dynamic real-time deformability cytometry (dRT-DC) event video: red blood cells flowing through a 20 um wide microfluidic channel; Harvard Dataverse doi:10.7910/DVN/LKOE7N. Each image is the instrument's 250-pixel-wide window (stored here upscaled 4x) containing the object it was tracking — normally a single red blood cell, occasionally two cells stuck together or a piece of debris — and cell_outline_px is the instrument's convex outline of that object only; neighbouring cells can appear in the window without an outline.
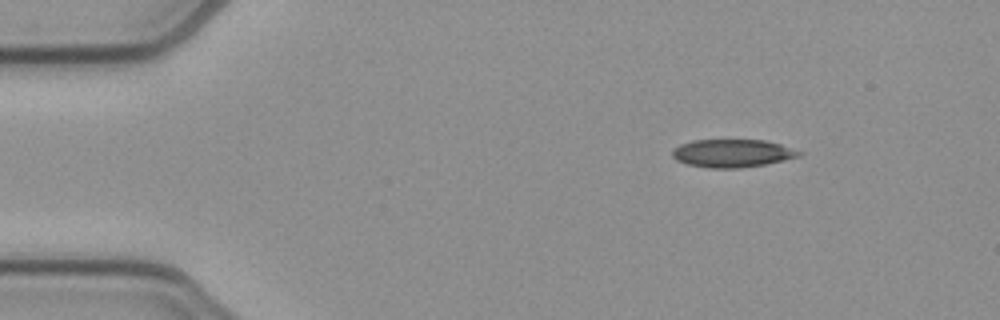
{"species": "common noctule bat (a hibernating species)", "species_latin": "Nyctalus noctula", "temperature_condition": "cold", "stored_images_in_passage": 46, "camera_frame_rate_fps": 3000, "um_per_image_px": 0.085, "animal": {"sex": "female", "body_mass_g": 21.9}, "frame": {"image": 1, "passage_image": 1, "time_ms": 0.0, "image_size_px": [1000, 320], "cell_outline_px": [[804, 152], [800, 156], [784, 160], [764, 164], [740, 168], [708, 168], [688, 164], [676, 160], [672, 156], [672, 152], [680, 144], [692, 140], [764, 140], [780, 144]], "centroid_in_image_um": [62.26, 13.02], "position_along_channel_um": 22.7, "area_um2": 20.58}}
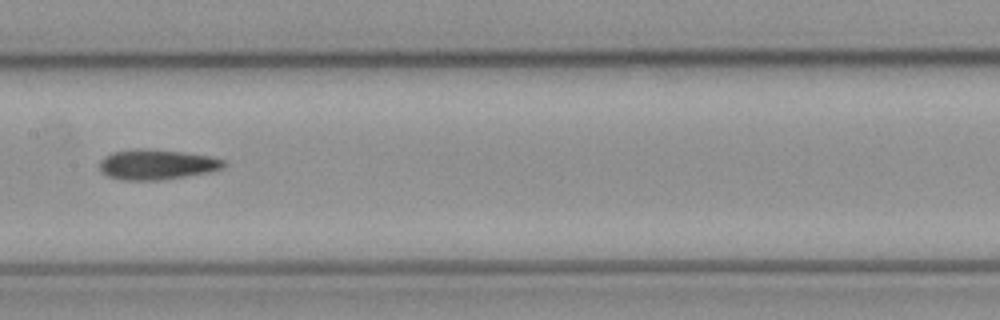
{"frame": {"image": 2, "passage_image": 20, "time_ms": 6.333, "image_size_px": [1000, 320], "cell_outline_px": [[228, 164], [224, 168], [212, 172], [160, 180], [120, 180], [108, 176], [100, 172], [100, 160], [104, 156], [112, 152], [136, 148], [140, 148], [184, 152], [212, 156], [228, 160]], "centroid_in_image_um": [13.38, 13.98], "position_along_channel_um": 194.0, "area_um2": 22.31}}
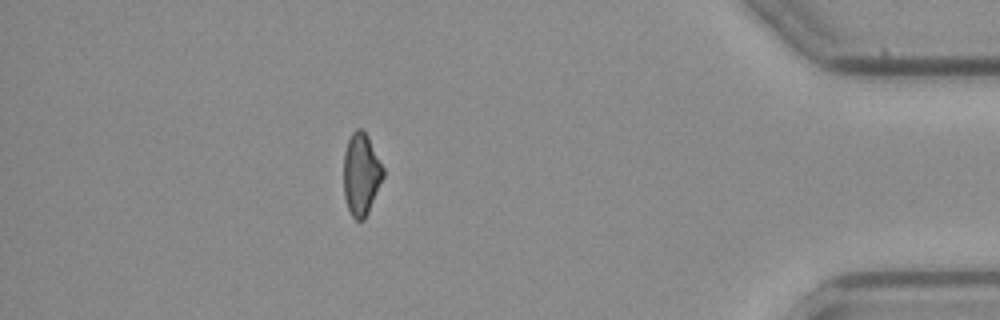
{"frame": {"image": 3, "passage_image": 40, "time_ms": 13.0, "image_size_px": [1000, 320], "cell_outline_px": [[384, 176], [368, 212], [364, 220], [356, 220], [352, 216], [348, 208], [344, 196], [344, 152], [348, 140], [352, 132], [356, 128], [360, 128], [368, 136], [384, 168]], "centroid_in_image_um": [30.7, 14.8], "position_along_channel_um": 404.5, "area_um2": 18.84}, "authors_computed_cell_mechanics": {"area_um2": 21.1837, "velocity_mm_per_s": 3.8927, "shape_relaxation_time_tau1_ms": 8.2966, "shape_relaxation_time_tau2_ms": 7.3183, "deformation_change_tau1": 0.1871, "deformation_change_tau2": 0.1914}}